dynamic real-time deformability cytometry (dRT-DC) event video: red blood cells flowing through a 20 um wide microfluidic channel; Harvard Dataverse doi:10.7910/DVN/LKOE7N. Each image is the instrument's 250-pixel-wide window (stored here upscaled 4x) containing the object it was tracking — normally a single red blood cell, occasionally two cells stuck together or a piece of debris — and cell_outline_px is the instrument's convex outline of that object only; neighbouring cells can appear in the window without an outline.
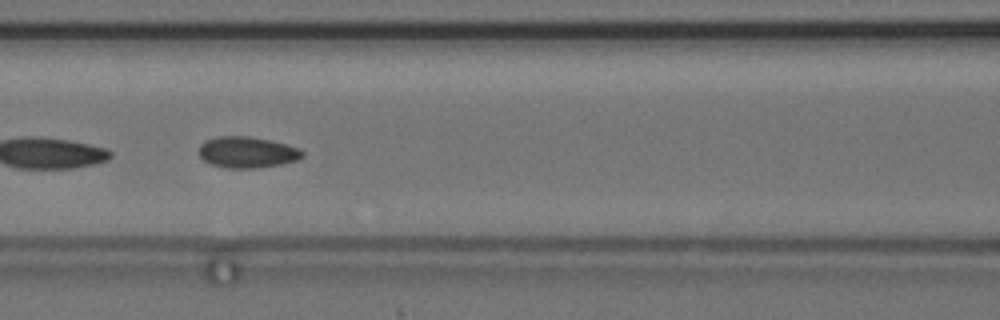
{"species": "common noctule bat (a hibernating species)", "species_latin": "Nyctalus noctula", "temperature_condition": "cold", "stored_images_in_passage": 9, "camera_frame_rate_fps": 3000, "um_per_image_px": 0.085, "animal": {"sex": "female", "body_mass_g": 24.6, "forearm_length_mm": 56.2}, "frame": {"image": 1, "passage_image": 6, "time_ms": 6.0, "image_size_px": [1000, 320], "cell_outline_px": [[304, 156], [296, 160], [280, 164], [256, 168], [228, 168], [212, 164], [204, 160], [200, 156], [200, 144], [204, 140], [216, 136], [248, 136], [272, 140], [300, 148], [304, 152]], "centroid_in_image_um": [21.02, 12.92], "position_along_channel_um": 145.6, "area_um2": 18.84}}